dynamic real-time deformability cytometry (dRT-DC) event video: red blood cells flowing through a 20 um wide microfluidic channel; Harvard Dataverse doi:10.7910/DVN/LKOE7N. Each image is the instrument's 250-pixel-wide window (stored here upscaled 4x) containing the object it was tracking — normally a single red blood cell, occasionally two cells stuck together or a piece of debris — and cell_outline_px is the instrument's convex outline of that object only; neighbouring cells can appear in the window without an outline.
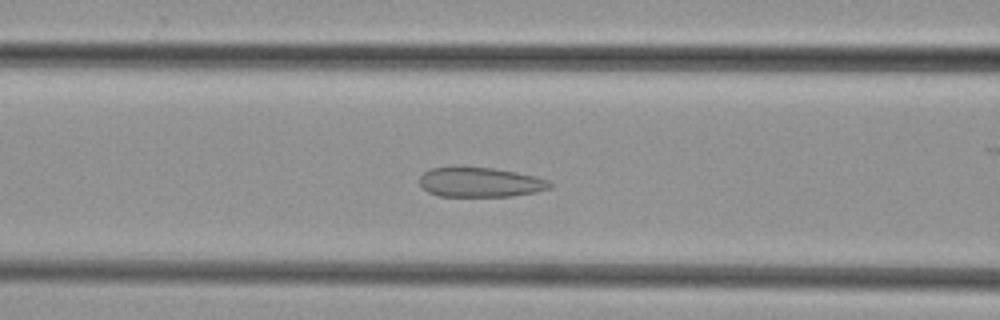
{"species": "common noctule bat (a hibernating species)", "species_latin": "Nyctalus noctula", "temperature_condition": "cold", "stored_images_in_passage": 34, "camera_frame_rate_fps": 3000, "um_per_image_px": 0.085, "animal": {"sex": "female", "body_mass_g": 29.2, "forearm_length_mm": 56.3}, "frame": {"image": 1, "passage_image": 8, "time_ms": 2.333, "image_size_px": [1000, 320], "cell_outline_px": [[552, 188], [536, 192], [512, 196], [440, 196], [428, 192], [420, 184], [420, 176], [428, 168], [492, 168], [516, 172], [536, 176], [548, 180], [552, 184]], "centroid_in_image_um": [40.85, 15.5], "position_along_channel_um": 125.7, "area_um2": 22.31}}
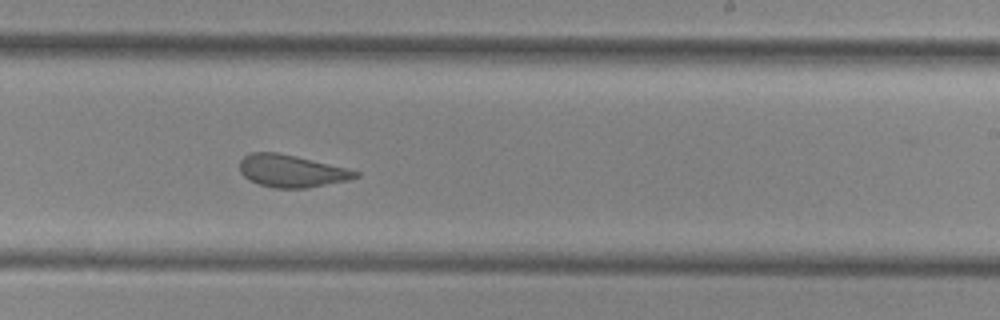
{"frame": {"image": 2, "passage_image": 18, "time_ms": 5.667, "image_size_px": [1000, 320], "cell_outline_px": [[360, 176], [348, 180], [308, 188], [276, 188], [260, 184], [248, 180], [240, 172], [240, 160], [244, 156], [252, 152], [276, 152], [296, 156], [348, 168], [360, 172]], "centroid_in_image_um": [24.79, 14.53], "position_along_channel_um": 264.2, "area_um2": 21.85}}
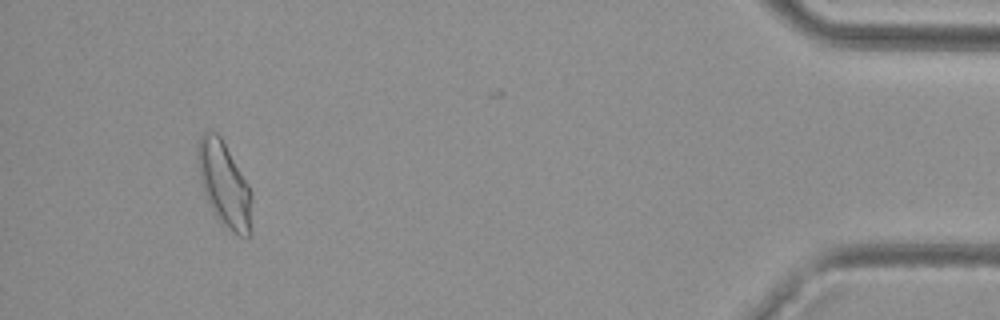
{"frame": {"image": 3, "passage_image": 34, "time_ms": 11.0, "image_size_px": [1000, 320], "cell_outline_px": [[252, 232], [248, 236], [240, 236], [232, 232], [220, 224], [212, 212], [204, 192], [200, 180], [200, 136], [204, 132], [216, 132], [220, 136], [248, 184], [252, 192]], "centroid_in_image_um": [19.13, 15.79], "position_along_channel_um": 416.1, "area_um2": 26.36}}